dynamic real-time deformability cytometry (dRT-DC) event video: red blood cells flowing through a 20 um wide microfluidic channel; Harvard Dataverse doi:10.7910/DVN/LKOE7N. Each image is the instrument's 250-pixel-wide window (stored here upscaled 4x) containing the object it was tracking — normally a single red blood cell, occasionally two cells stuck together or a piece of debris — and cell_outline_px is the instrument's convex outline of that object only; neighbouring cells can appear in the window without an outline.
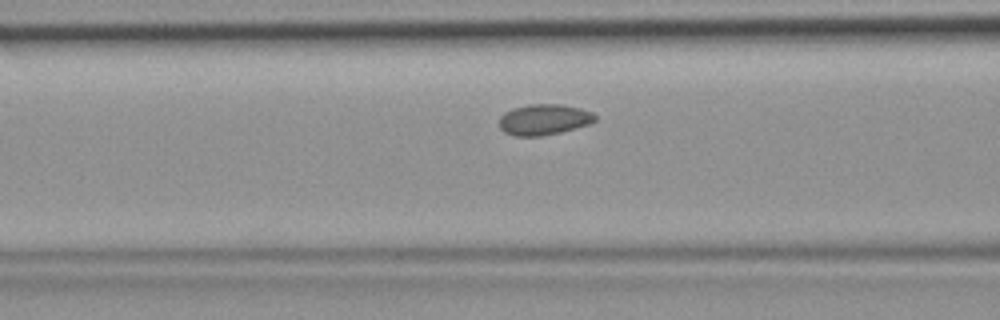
{"species": "common noctule bat (a hibernating species)", "species_latin": "Nyctalus noctula", "temperature_condition": "room temperature", "stored_images_in_passage": 35, "camera_frame_rate_fps": 3000, "um_per_image_px": 0.085, "animal": {"sex": "female", "body_mass_g": 19.9}, "frame": {"image": 1, "passage_image": 5, "time_ms": 1.333, "image_size_px": [1000, 320], "cell_outline_px": [[596, 120], [588, 124], [576, 128], [560, 132], [540, 136], [512, 136], [504, 132], [500, 128], [500, 116], [504, 112], [512, 108], [528, 104], [560, 104], [580, 108], [592, 112], [596, 116]], "centroid_in_image_um": [46.21, 10.16], "position_along_channel_um": 120.4, "area_um2": 17.28}}
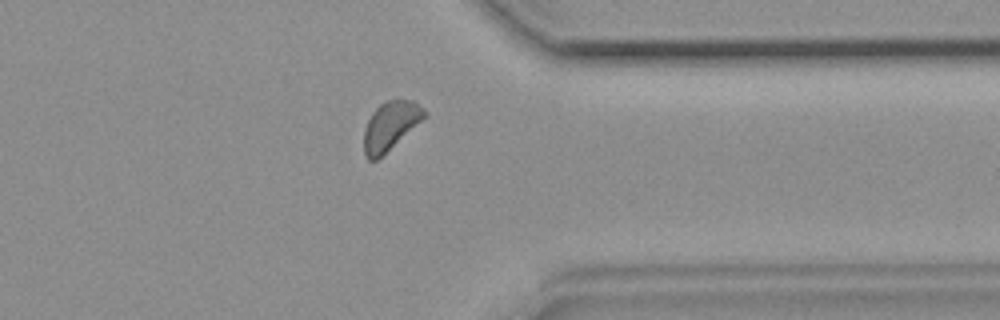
{"frame": {"image": 2, "passage_image": 24, "time_ms": 7.667, "image_size_px": [1000, 320], "cell_outline_px": [[428, 116], [376, 160], [368, 160], [364, 156], [364, 128], [372, 112], [380, 104], [388, 100], [412, 100], [424, 108], [428, 112]], "centroid_in_image_um": [33.2, 10.68], "position_along_channel_um": 378.2, "area_um2": 17.05}}
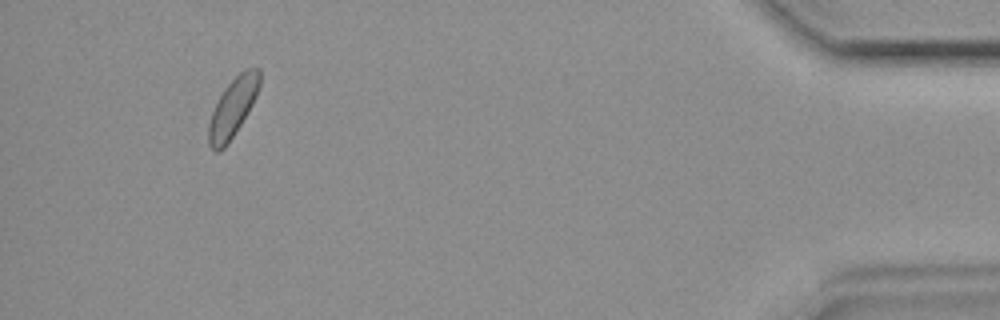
{"frame": {"image": 3, "passage_image": 31, "time_ms": 10.0, "image_size_px": [1000, 320], "cell_outline_px": [[260, 84], [256, 96], [252, 104], [228, 144], [220, 152], [216, 152], [208, 144], [208, 124], [212, 112], [224, 88], [240, 72], [248, 68], [260, 68]], "centroid_in_image_um": [19.77, 9.16], "position_along_channel_um": 415.4, "area_um2": 17.22}}